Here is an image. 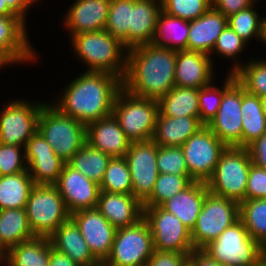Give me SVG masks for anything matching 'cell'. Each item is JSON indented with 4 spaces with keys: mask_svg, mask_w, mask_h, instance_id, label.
<instances>
[{
    "mask_svg": "<svg viewBox=\"0 0 266 266\" xmlns=\"http://www.w3.org/2000/svg\"><path fill=\"white\" fill-rule=\"evenodd\" d=\"M61 89L59 97L50 102L62 114L86 126L112 114L113 104L122 79L106 72L85 71Z\"/></svg>",
    "mask_w": 266,
    "mask_h": 266,
    "instance_id": "obj_1",
    "label": "cell"
},
{
    "mask_svg": "<svg viewBox=\"0 0 266 266\" xmlns=\"http://www.w3.org/2000/svg\"><path fill=\"white\" fill-rule=\"evenodd\" d=\"M177 51L152 43L127 49L122 87L143 98L159 100L175 86Z\"/></svg>",
    "mask_w": 266,
    "mask_h": 266,
    "instance_id": "obj_2",
    "label": "cell"
},
{
    "mask_svg": "<svg viewBox=\"0 0 266 266\" xmlns=\"http://www.w3.org/2000/svg\"><path fill=\"white\" fill-rule=\"evenodd\" d=\"M69 42L72 53L87 67L85 71L106 72L124 78L127 48L106 30L75 34Z\"/></svg>",
    "mask_w": 266,
    "mask_h": 266,
    "instance_id": "obj_3",
    "label": "cell"
},
{
    "mask_svg": "<svg viewBox=\"0 0 266 266\" xmlns=\"http://www.w3.org/2000/svg\"><path fill=\"white\" fill-rule=\"evenodd\" d=\"M252 161L247 148L230 146L220 155L211 177L206 181L210 193L234 200H246V187Z\"/></svg>",
    "mask_w": 266,
    "mask_h": 266,
    "instance_id": "obj_4",
    "label": "cell"
},
{
    "mask_svg": "<svg viewBox=\"0 0 266 266\" xmlns=\"http://www.w3.org/2000/svg\"><path fill=\"white\" fill-rule=\"evenodd\" d=\"M112 114L131 142L145 141L153 139L159 103L135 96L122 87L115 97Z\"/></svg>",
    "mask_w": 266,
    "mask_h": 266,
    "instance_id": "obj_5",
    "label": "cell"
},
{
    "mask_svg": "<svg viewBox=\"0 0 266 266\" xmlns=\"http://www.w3.org/2000/svg\"><path fill=\"white\" fill-rule=\"evenodd\" d=\"M38 131L66 163L86 143V125L62 114L51 103L41 108Z\"/></svg>",
    "mask_w": 266,
    "mask_h": 266,
    "instance_id": "obj_6",
    "label": "cell"
},
{
    "mask_svg": "<svg viewBox=\"0 0 266 266\" xmlns=\"http://www.w3.org/2000/svg\"><path fill=\"white\" fill-rule=\"evenodd\" d=\"M25 209L29 225L38 237L49 238L71 218L55 185H34Z\"/></svg>",
    "mask_w": 266,
    "mask_h": 266,
    "instance_id": "obj_7",
    "label": "cell"
},
{
    "mask_svg": "<svg viewBox=\"0 0 266 266\" xmlns=\"http://www.w3.org/2000/svg\"><path fill=\"white\" fill-rule=\"evenodd\" d=\"M202 251L214 261L226 266H253L266 250L249 236L238 220Z\"/></svg>",
    "mask_w": 266,
    "mask_h": 266,
    "instance_id": "obj_8",
    "label": "cell"
},
{
    "mask_svg": "<svg viewBox=\"0 0 266 266\" xmlns=\"http://www.w3.org/2000/svg\"><path fill=\"white\" fill-rule=\"evenodd\" d=\"M238 220V202L208 192L197 217V222L191 231L194 249L202 250Z\"/></svg>",
    "mask_w": 266,
    "mask_h": 266,
    "instance_id": "obj_9",
    "label": "cell"
},
{
    "mask_svg": "<svg viewBox=\"0 0 266 266\" xmlns=\"http://www.w3.org/2000/svg\"><path fill=\"white\" fill-rule=\"evenodd\" d=\"M153 252L150 227L142 218L131 226L116 229L111 253L102 265L145 266Z\"/></svg>",
    "mask_w": 266,
    "mask_h": 266,
    "instance_id": "obj_10",
    "label": "cell"
},
{
    "mask_svg": "<svg viewBox=\"0 0 266 266\" xmlns=\"http://www.w3.org/2000/svg\"><path fill=\"white\" fill-rule=\"evenodd\" d=\"M30 100L16 98L5 103L6 105L3 104L4 107L0 111L1 144L25 148L28 140L38 131L41 108L48 101Z\"/></svg>",
    "mask_w": 266,
    "mask_h": 266,
    "instance_id": "obj_11",
    "label": "cell"
},
{
    "mask_svg": "<svg viewBox=\"0 0 266 266\" xmlns=\"http://www.w3.org/2000/svg\"><path fill=\"white\" fill-rule=\"evenodd\" d=\"M143 218L150 227L154 250L176 253L195 250L191 231L174 214L161 206L143 207Z\"/></svg>",
    "mask_w": 266,
    "mask_h": 266,
    "instance_id": "obj_12",
    "label": "cell"
},
{
    "mask_svg": "<svg viewBox=\"0 0 266 266\" xmlns=\"http://www.w3.org/2000/svg\"><path fill=\"white\" fill-rule=\"evenodd\" d=\"M189 176L205 182L211 177L227 146L206 126L201 127L181 146Z\"/></svg>",
    "mask_w": 266,
    "mask_h": 266,
    "instance_id": "obj_13",
    "label": "cell"
},
{
    "mask_svg": "<svg viewBox=\"0 0 266 266\" xmlns=\"http://www.w3.org/2000/svg\"><path fill=\"white\" fill-rule=\"evenodd\" d=\"M158 145L153 139L131 142L124 156L132 178V194L143 204L153 192L159 176Z\"/></svg>",
    "mask_w": 266,
    "mask_h": 266,
    "instance_id": "obj_14",
    "label": "cell"
},
{
    "mask_svg": "<svg viewBox=\"0 0 266 266\" xmlns=\"http://www.w3.org/2000/svg\"><path fill=\"white\" fill-rule=\"evenodd\" d=\"M242 85L235 80L223 93L215 117L206 125L227 147H242Z\"/></svg>",
    "mask_w": 266,
    "mask_h": 266,
    "instance_id": "obj_15",
    "label": "cell"
},
{
    "mask_svg": "<svg viewBox=\"0 0 266 266\" xmlns=\"http://www.w3.org/2000/svg\"><path fill=\"white\" fill-rule=\"evenodd\" d=\"M25 158L35 185H55L66 163L54 153L39 131L26 143Z\"/></svg>",
    "mask_w": 266,
    "mask_h": 266,
    "instance_id": "obj_16",
    "label": "cell"
},
{
    "mask_svg": "<svg viewBox=\"0 0 266 266\" xmlns=\"http://www.w3.org/2000/svg\"><path fill=\"white\" fill-rule=\"evenodd\" d=\"M93 256L103 264L109 257L116 228L96 209H82L71 214Z\"/></svg>",
    "mask_w": 266,
    "mask_h": 266,
    "instance_id": "obj_17",
    "label": "cell"
},
{
    "mask_svg": "<svg viewBox=\"0 0 266 266\" xmlns=\"http://www.w3.org/2000/svg\"><path fill=\"white\" fill-rule=\"evenodd\" d=\"M55 186L70 214L82 209L96 208L100 185L85 177L68 163L63 166Z\"/></svg>",
    "mask_w": 266,
    "mask_h": 266,
    "instance_id": "obj_18",
    "label": "cell"
},
{
    "mask_svg": "<svg viewBox=\"0 0 266 266\" xmlns=\"http://www.w3.org/2000/svg\"><path fill=\"white\" fill-rule=\"evenodd\" d=\"M71 5L62 20L68 39L83 32L105 30L110 0H75Z\"/></svg>",
    "mask_w": 266,
    "mask_h": 266,
    "instance_id": "obj_19",
    "label": "cell"
},
{
    "mask_svg": "<svg viewBox=\"0 0 266 266\" xmlns=\"http://www.w3.org/2000/svg\"><path fill=\"white\" fill-rule=\"evenodd\" d=\"M210 55L179 50L175 65V86L200 89L214 82L216 76Z\"/></svg>",
    "mask_w": 266,
    "mask_h": 266,
    "instance_id": "obj_20",
    "label": "cell"
},
{
    "mask_svg": "<svg viewBox=\"0 0 266 266\" xmlns=\"http://www.w3.org/2000/svg\"><path fill=\"white\" fill-rule=\"evenodd\" d=\"M26 24L18 16H0V48L17 64L35 63L38 55L27 36Z\"/></svg>",
    "mask_w": 266,
    "mask_h": 266,
    "instance_id": "obj_21",
    "label": "cell"
},
{
    "mask_svg": "<svg viewBox=\"0 0 266 266\" xmlns=\"http://www.w3.org/2000/svg\"><path fill=\"white\" fill-rule=\"evenodd\" d=\"M86 142L112 158L124 157L131 144L113 114L86 126Z\"/></svg>",
    "mask_w": 266,
    "mask_h": 266,
    "instance_id": "obj_22",
    "label": "cell"
},
{
    "mask_svg": "<svg viewBox=\"0 0 266 266\" xmlns=\"http://www.w3.org/2000/svg\"><path fill=\"white\" fill-rule=\"evenodd\" d=\"M96 209L116 229L131 226L143 218V204L133 194L100 191Z\"/></svg>",
    "mask_w": 266,
    "mask_h": 266,
    "instance_id": "obj_23",
    "label": "cell"
},
{
    "mask_svg": "<svg viewBox=\"0 0 266 266\" xmlns=\"http://www.w3.org/2000/svg\"><path fill=\"white\" fill-rule=\"evenodd\" d=\"M226 26L227 17L211 6L203 15L189 21L187 50L210 55Z\"/></svg>",
    "mask_w": 266,
    "mask_h": 266,
    "instance_id": "obj_24",
    "label": "cell"
},
{
    "mask_svg": "<svg viewBox=\"0 0 266 266\" xmlns=\"http://www.w3.org/2000/svg\"><path fill=\"white\" fill-rule=\"evenodd\" d=\"M52 247L64 253L79 266L102 265L90 251L76 223L70 218L49 237Z\"/></svg>",
    "mask_w": 266,
    "mask_h": 266,
    "instance_id": "obj_25",
    "label": "cell"
},
{
    "mask_svg": "<svg viewBox=\"0 0 266 266\" xmlns=\"http://www.w3.org/2000/svg\"><path fill=\"white\" fill-rule=\"evenodd\" d=\"M208 192L205 182L193 181L187 188L167 199L160 206L174 214L192 231Z\"/></svg>",
    "mask_w": 266,
    "mask_h": 266,
    "instance_id": "obj_26",
    "label": "cell"
},
{
    "mask_svg": "<svg viewBox=\"0 0 266 266\" xmlns=\"http://www.w3.org/2000/svg\"><path fill=\"white\" fill-rule=\"evenodd\" d=\"M161 10V0H135L131 8L130 48L152 43Z\"/></svg>",
    "mask_w": 266,
    "mask_h": 266,
    "instance_id": "obj_27",
    "label": "cell"
},
{
    "mask_svg": "<svg viewBox=\"0 0 266 266\" xmlns=\"http://www.w3.org/2000/svg\"><path fill=\"white\" fill-rule=\"evenodd\" d=\"M203 126L200 117H171L158 114L153 140L158 146L181 147Z\"/></svg>",
    "mask_w": 266,
    "mask_h": 266,
    "instance_id": "obj_28",
    "label": "cell"
},
{
    "mask_svg": "<svg viewBox=\"0 0 266 266\" xmlns=\"http://www.w3.org/2000/svg\"><path fill=\"white\" fill-rule=\"evenodd\" d=\"M35 237L25 208L0 210V244L7 252L20 242Z\"/></svg>",
    "mask_w": 266,
    "mask_h": 266,
    "instance_id": "obj_29",
    "label": "cell"
},
{
    "mask_svg": "<svg viewBox=\"0 0 266 266\" xmlns=\"http://www.w3.org/2000/svg\"><path fill=\"white\" fill-rule=\"evenodd\" d=\"M159 114L171 117H200L199 89L174 86L159 100Z\"/></svg>",
    "mask_w": 266,
    "mask_h": 266,
    "instance_id": "obj_30",
    "label": "cell"
},
{
    "mask_svg": "<svg viewBox=\"0 0 266 266\" xmlns=\"http://www.w3.org/2000/svg\"><path fill=\"white\" fill-rule=\"evenodd\" d=\"M189 21L161 10L152 44L172 50H187Z\"/></svg>",
    "mask_w": 266,
    "mask_h": 266,
    "instance_id": "obj_31",
    "label": "cell"
},
{
    "mask_svg": "<svg viewBox=\"0 0 266 266\" xmlns=\"http://www.w3.org/2000/svg\"><path fill=\"white\" fill-rule=\"evenodd\" d=\"M242 147L246 148L266 133V116L260 97L247 92L242 86Z\"/></svg>",
    "mask_w": 266,
    "mask_h": 266,
    "instance_id": "obj_32",
    "label": "cell"
},
{
    "mask_svg": "<svg viewBox=\"0 0 266 266\" xmlns=\"http://www.w3.org/2000/svg\"><path fill=\"white\" fill-rule=\"evenodd\" d=\"M49 260L50 238L36 236L11 248L6 266H48Z\"/></svg>",
    "mask_w": 266,
    "mask_h": 266,
    "instance_id": "obj_33",
    "label": "cell"
},
{
    "mask_svg": "<svg viewBox=\"0 0 266 266\" xmlns=\"http://www.w3.org/2000/svg\"><path fill=\"white\" fill-rule=\"evenodd\" d=\"M34 185L28 170L0 176V210L26 208L30 191Z\"/></svg>",
    "mask_w": 266,
    "mask_h": 266,
    "instance_id": "obj_34",
    "label": "cell"
},
{
    "mask_svg": "<svg viewBox=\"0 0 266 266\" xmlns=\"http://www.w3.org/2000/svg\"><path fill=\"white\" fill-rule=\"evenodd\" d=\"M111 158L110 155L93 148L86 142L67 163L85 177L100 185Z\"/></svg>",
    "mask_w": 266,
    "mask_h": 266,
    "instance_id": "obj_35",
    "label": "cell"
},
{
    "mask_svg": "<svg viewBox=\"0 0 266 266\" xmlns=\"http://www.w3.org/2000/svg\"><path fill=\"white\" fill-rule=\"evenodd\" d=\"M239 220L249 236L266 250V199H246L239 203Z\"/></svg>",
    "mask_w": 266,
    "mask_h": 266,
    "instance_id": "obj_36",
    "label": "cell"
},
{
    "mask_svg": "<svg viewBox=\"0 0 266 266\" xmlns=\"http://www.w3.org/2000/svg\"><path fill=\"white\" fill-rule=\"evenodd\" d=\"M135 0H110L105 30L130 49L131 8Z\"/></svg>",
    "mask_w": 266,
    "mask_h": 266,
    "instance_id": "obj_37",
    "label": "cell"
},
{
    "mask_svg": "<svg viewBox=\"0 0 266 266\" xmlns=\"http://www.w3.org/2000/svg\"><path fill=\"white\" fill-rule=\"evenodd\" d=\"M263 19L264 16H260V12H257L256 4H254L229 16L227 25L249 45L252 39L262 41Z\"/></svg>",
    "mask_w": 266,
    "mask_h": 266,
    "instance_id": "obj_38",
    "label": "cell"
},
{
    "mask_svg": "<svg viewBox=\"0 0 266 266\" xmlns=\"http://www.w3.org/2000/svg\"><path fill=\"white\" fill-rule=\"evenodd\" d=\"M100 191L132 194V178L125 157H113L100 183Z\"/></svg>",
    "mask_w": 266,
    "mask_h": 266,
    "instance_id": "obj_39",
    "label": "cell"
},
{
    "mask_svg": "<svg viewBox=\"0 0 266 266\" xmlns=\"http://www.w3.org/2000/svg\"><path fill=\"white\" fill-rule=\"evenodd\" d=\"M247 46L248 44L227 25L219 35L210 57L213 64L214 55H217L218 58L221 57L235 62H232L230 70L228 71V73L234 74L243 65L242 62H238L241 59V57L238 56L243 54L242 52L245 51Z\"/></svg>",
    "mask_w": 266,
    "mask_h": 266,
    "instance_id": "obj_40",
    "label": "cell"
},
{
    "mask_svg": "<svg viewBox=\"0 0 266 266\" xmlns=\"http://www.w3.org/2000/svg\"><path fill=\"white\" fill-rule=\"evenodd\" d=\"M234 74L247 92L266 96V59L250 58Z\"/></svg>",
    "mask_w": 266,
    "mask_h": 266,
    "instance_id": "obj_41",
    "label": "cell"
},
{
    "mask_svg": "<svg viewBox=\"0 0 266 266\" xmlns=\"http://www.w3.org/2000/svg\"><path fill=\"white\" fill-rule=\"evenodd\" d=\"M236 80L235 74L227 73L222 87L211 84L199 89L200 122L207 125L218 112L224 91ZM217 86V87H216Z\"/></svg>",
    "mask_w": 266,
    "mask_h": 266,
    "instance_id": "obj_42",
    "label": "cell"
},
{
    "mask_svg": "<svg viewBox=\"0 0 266 266\" xmlns=\"http://www.w3.org/2000/svg\"><path fill=\"white\" fill-rule=\"evenodd\" d=\"M194 180L190 176L159 173L151 196L143 203V207L160 206L167 199L187 188Z\"/></svg>",
    "mask_w": 266,
    "mask_h": 266,
    "instance_id": "obj_43",
    "label": "cell"
},
{
    "mask_svg": "<svg viewBox=\"0 0 266 266\" xmlns=\"http://www.w3.org/2000/svg\"><path fill=\"white\" fill-rule=\"evenodd\" d=\"M161 2L165 13L187 21L195 20L212 6V0H161Z\"/></svg>",
    "mask_w": 266,
    "mask_h": 266,
    "instance_id": "obj_44",
    "label": "cell"
},
{
    "mask_svg": "<svg viewBox=\"0 0 266 266\" xmlns=\"http://www.w3.org/2000/svg\"><path fill=\"white\" fill-rule=\"evenodd\" d=\"M156 164L159 173L189 176L181 147L158 146Z\"/></svg>",
    "mask_w": 266,
    "mask_h": 266,
    "instance_id": "obj_45",
    "label": "cell"
},
{
    "mask_svg": "<svg viewBox=\"0 0 266 266\" xmlns=\"http://www.w3.org/2000/svg\"><path fill=\"white\" fill-rule=\"evenodd\" d=\"M26 170L25 148L0 143V176L13 175Z\"/></svg>",
    "mask_w": 266,
    "mask_h": 266,
    "instance_id": "obj_46",
    "label": "cell"
},
{
    "mask_svg": "<svg viewBox=\"0 0 266 266\" xmlns=\"http://www.w3.org/2000/svg\"><path fill=\"white\" fill-rule=\"evenodd\" d=\"M246 199H266V169L251 165L247 187Z\"/></svg>",
    "mask_w": 266,
    "mask_h": 266,
    "instance_id": "obj_47",
    "label": "cell"
},
{
    "mask_svg": "<svg viewBox=\"0 0 266 266\" xmlns=\"http://www.w3.org/2000/svg\"><path fill=\"white\" fill-rule=\"evenodd\" d=\"M190 254L154 250L145 266H185L189 261Z\"/></svg>",
    "mask_w": 266,
    "mask_h": 266,
    "instance_id": "obj_48",
    "label": "cell"
},
{
    "mask_svg": "<svg viewBox=\"0 0 266 266\" xmlns=\"http://www.w3.org/2000/svg\"><path fill=\"white\" fill-rule=\"evenodd\" d=\"M260 0H212V6L221 12L225 17H229L241 10L257 4Z\"/></svg>",
    "mask_w": 266,
    "mask_h": 266,
    "instance_id": "obj_49",
    "label": "cell"
},
{
    "mask_svg": "<svg viewBox=\"0 0 266 266\" xmlns=\"http://www.w3.org/2000/svg\"><path fill=\"white\" fill-rule=\"evenodd\" d=\"M246 148L249 152L252 164L266 169V133Z\"/></svg>",
    "mask_w": 266,
    "mask_h": 266,
    "instance_id": "obj_50",
    "label": "cell"
},
{
    "mask_svg": "<svg viewBox=\"0 0 266 266\" xmlns=\"http://www.w3.org/2000/svg\"><path fill=\"white\" fill-rule=\"evenodd\" d=\"M40 0H2L7 7L18 17L25 22L27 21V13L31 10V7L37 4ZM30 8V9H29ZM29 9V10H28Z\"/></svg>",
    "mask_w": 266,
    "mask_h": 266,
    "instance_id": "obj_51",
    "label": "cell"
},
{
    "mask_svg": "<svg viewBox=\"0 0 266 266\" xmlns=\"http://www.w3.org/2000/svg\"><path fill=\"white\" fill-rule=\"evenodd\" d=\"M189 262L193 266H226L214 261L202 250H194L189 256Z\"/></svg>",
    "mask_w": 266,
    "mask_h": 266,
    "instance_id": "obj_52",
    "label": "cell"
},
{
    "mask_svg": "<svg viewBox=\"0 0 266 266\" xmlns=\"http://www.w3.org/2000/svg\"><path fill=\"white\" fill-rule=\"evenodd\" d=\"M48 266H79L71 258L52 247L50 241V260Z\"/></svg>",
    "mask_w": 266,
    "mask_h": 266,
    "instance_id": "obj_53",
    "label": "cell"
},
{
    "mask_svg": "<svg viewBox=\"0 0 266 266\" xmlns=\"http://www.w3.org/2000/svg\"><path fill=\"white\" fill-rule=\"evenodd\" d=\"M12 65L17 64L0 48V68L2 69Z\"/></svg>",
    "mask_w": 266,
    "mask_h": 266,
    "instance_id": "obj_54",
    "label": "cell"
},
{
    "mask_svg": "<svg viewBox=\"0 0 266 266\" xmlns=\"http://www.w3.org/2000/svg\"><path fill=\"white\" fill-rule=\"evenodd\" d=\"M0 16H16L6 5L5 2H2V0H0Z\"/></svg>",
    "mask_w": 266,
    "mask_h": 266,
    "instance_id": "obj_55",
    "label": "cell"
},
{
    "mask_svg": "<svg viewBox=\"0 0 266 266\" xmlns=\"http://www.w3.org/2000/svg\"><path fill=\"white\" fill-rule=\"evenodd\" d=\"M3 264H7V251L5 248L0 244V266Z\"/></svg>",
    "mask_w": 266,
    "mask_h": 266,
    "instance_id": "obj_56",
    "label": "cell"
},
{
    "mask_svg": "<svg viewBox=\"0 0 266 266\" xmlns=\"http://www.w3.org/2000/svg\"><path fill=\"white\" fill-rule=\"evenodd\" d=\"M253 266H266V252L257 260Z\"/></svg>",
    "mask_w": 266,
    "mask_h": 266,
    "instance_id": "obj_57",
    "label": "cell"
},
{
    "mask_svg": "<svg viewBox=\"0 0 266 266\" xmlns=\"http://www.w3.org/2000/svg\"><path fill=\"white\" fill-rule=\"evenodd\" d=\"M261 44H264V46H266V16L263 19V32H262Z\"/></svg>",
    "mask_w": 266,
    "mask_h": 266,
    "instance_id": "obj_58",
    "label": "cell"
},
{
    "mask_svg": "<svg viewBox=\"0 0 266 266\" xmlns=\"http://www.w3.org/2000/svg\"><path fill=\"white\" fill-rule=\"evenodd\" d=\"M260 99H261V103H262V110H263V113H264L265 116H266V96L260 97Z\"/></svg>",
    "mask_w": 266,
    "mask_h": 266,
    "instance_id": "obj_59",
    "label": "cell"
},
{
    "mask_svg": "<svg viewBox=\"0 0 266 266\" xmlns=\"http://www.w3.org/2000/svg\"><path fill=\"white\" fill-rule=\"evenodd\" d=\"M185 266H193V265L188 261Z\"/></svg>",
    "mask_w": 266,
    "mask_h": 266,
    "instance_id": "obj_60",
    "label": "cell"
}]
</instances>
